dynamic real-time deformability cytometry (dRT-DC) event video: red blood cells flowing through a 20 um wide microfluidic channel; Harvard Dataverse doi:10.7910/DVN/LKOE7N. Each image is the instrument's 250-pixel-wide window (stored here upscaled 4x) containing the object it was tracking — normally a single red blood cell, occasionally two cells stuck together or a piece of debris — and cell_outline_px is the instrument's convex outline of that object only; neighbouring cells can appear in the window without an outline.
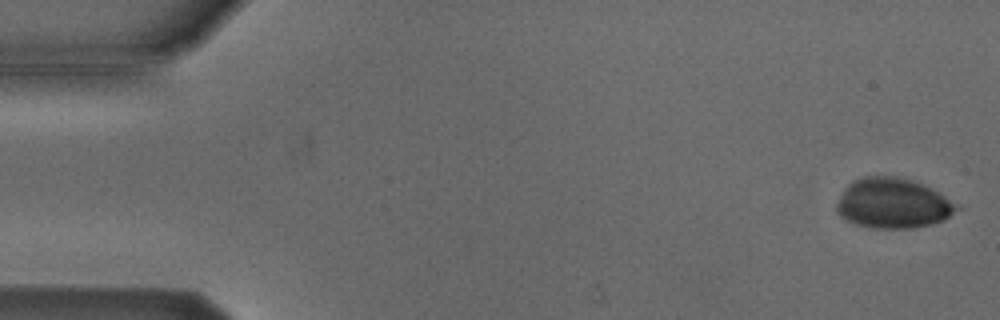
{"species": "Egyptian fruit bat (a non-hibernating species)", "species_latin": "Rousettus aegyptiacus", "temperature_condition": "cold", "stored_images_in_passage": 11, "camera_frame_rate_fps": 3000, "um_per_image_px": 0.085, "animal": {"sex": "male"}, "frame": {"image": 1, "passage_image": 1, "time_ms": 0.0, "image_size_px": [1000, 320], "cell_outline_px": [[964, 208], [944, 220], [932, 224], [912, 228], [872, 228], [856, 224], [840, 216], [836, 212], [836, 204], [844, 188], [852, 180], [864, 176], [896, 176], [912, 180], [924, 184], [932, 188], [960, 204]], "centroid_in_image_um": [75.95, 17.27], "position_along_channel_um": 9.0, "area_um2": 35.66}}